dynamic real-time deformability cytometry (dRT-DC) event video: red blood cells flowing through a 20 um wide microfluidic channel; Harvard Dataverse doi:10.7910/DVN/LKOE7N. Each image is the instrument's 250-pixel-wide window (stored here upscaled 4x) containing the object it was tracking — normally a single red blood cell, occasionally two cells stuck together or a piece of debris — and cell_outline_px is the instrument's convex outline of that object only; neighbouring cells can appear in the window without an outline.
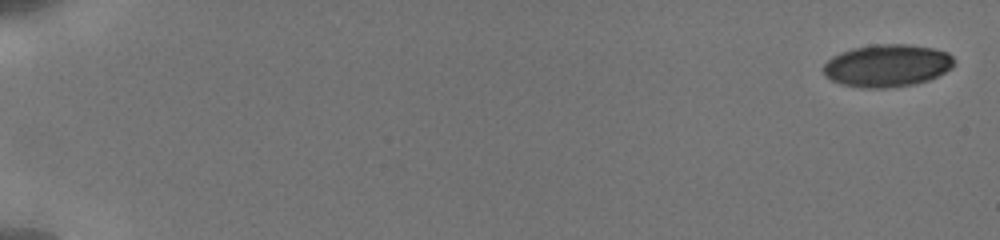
{"species": "human", "species_latin": "Homo sapiens", "temperature_condition": "cold", "stored_images_in_passage": 9, "camera_frame_rate_fps": 3000, "um_per_image_px": 0.085, "donor": {"sex": "male"}, "frame": {"image": 1, "passage_image": 1, "time_ms": 0.0, "image_size_px": [1000, 240], "cell_outline_px": [[956, 64], [952, 68], [928, 80], [916, 84], [888, 88], [860, 88], [840, 84], [824, 76], [824, 64], [832, 56], [840, 52], [852, 48], [872, 44], [908, 44], [932, 48], [948, 52], [952, 56]], "centroid_in_image_um": [75.4, 5.58], "position_along_channel_um": 9.6, "area_um2": 32.66}}
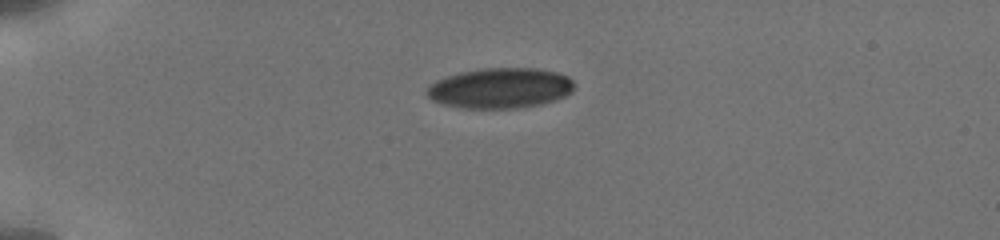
{"frame": {"image": 2, "passage_image": 6, "time_ms": 4.667, "image_size_px": [1000, 240], "cell_outline_px": [[572, 92], [556, 100], [544, 104], [520, 108], [460, 108], [440, 104], [432, 100], [424, 92], [424, 88], [428, 84], [436, 80], [460, 72], [484, 68], [536, 68], [556, 72], [568, 76], [572, 80]], "centroid_in_image_um": [42.47, 7.5], "position_along_channel_um": 42.5, "area_um2": 35.03}}
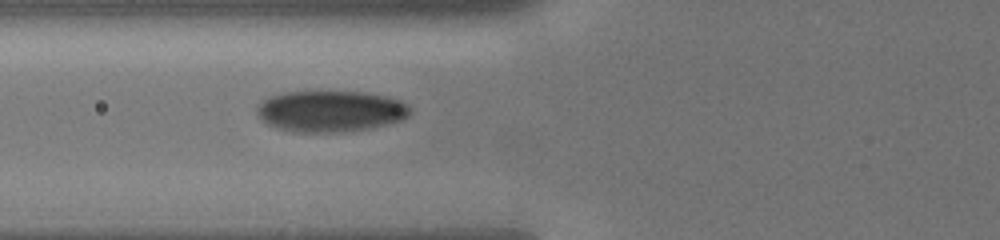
{"frame": {"image": 3, "passage_image": 9, "time_ms": 7.333, "image_size_px": [1000, 240], "cell_outline_px": [[412, 112], [408, 116], [400, 120], [388, 124], [372, 128], [340, 132], [292, 132], [276, 128], [264, 124], [256, 116], [256, 104], [260, 100], [284, 92], [364, 92], [388, 96], [400, 100], [408, 104], [412, 108]], "centroid_in_image_um": [28.06, 9.46], "position_along_channel_um": 97.7, "area_um2": 37.45}}